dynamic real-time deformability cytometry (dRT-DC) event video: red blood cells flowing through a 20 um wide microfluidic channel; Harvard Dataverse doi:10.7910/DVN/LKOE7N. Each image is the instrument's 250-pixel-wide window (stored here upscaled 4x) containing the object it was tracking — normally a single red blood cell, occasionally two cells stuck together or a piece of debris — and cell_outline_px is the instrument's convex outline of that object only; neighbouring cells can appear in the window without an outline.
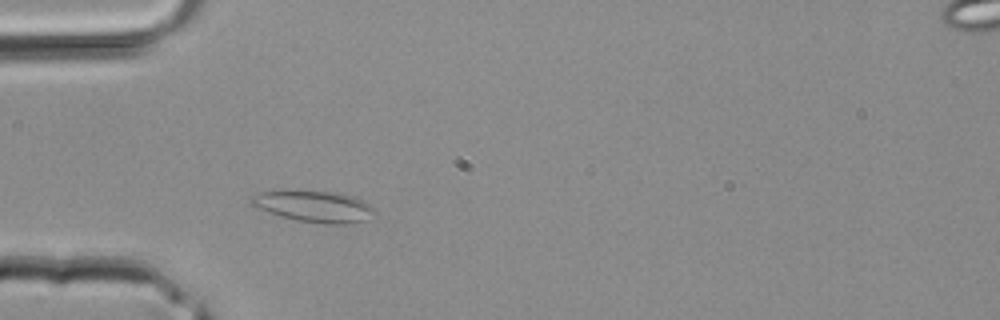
{"species": "common noctule bat (a hibernating species)", "species_latin": "Nyctalus noctula", "temperature_condition": "room temperature", "stored_images_in_passage": 27, "camera_frame_rate_fps": 3000, "um_per_image_px": 0.085, "animal": {"sex": "male", "body_mass_g": 20.4}, "frame": {"image": 1, "passage_image": 5, "time_ms": 1.333, "image_size_px": [1000, 320], "cell_outline_px": [[376, 212], [364, 220], [352, 224], [324, 224], [296, 220], [280, 216], [256, 208], [248, 204], [248, 196], [272, 188], [296, 188], [332, 192], [352, 196], [364, 200]], "centroid_in_image_um": [26.53, 17.49], "position_along_channel_um": 58.5, "area_um2": 23.7}}
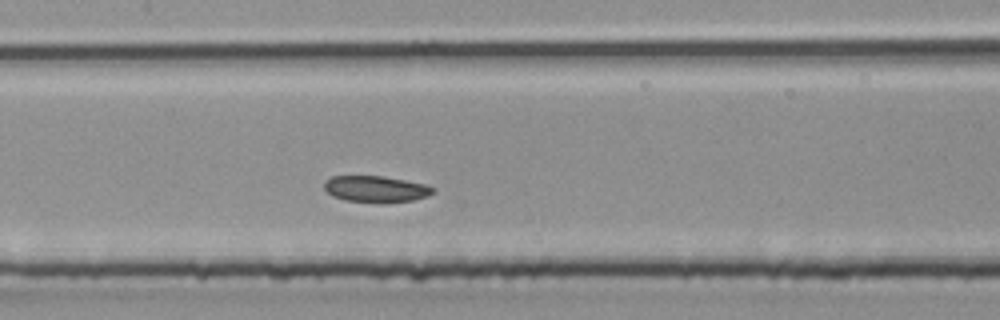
{"frame": {"image": 2, "passage_image": 12, "time_ms": 3.667, "image_size_px": [1000, 320], "cell_outline_px": [[436, 192], [428, 196], [412, 200], [344, 200], [332, 196], [324, 188], [324, 180], [332, 176], [384, 176], [428, 184], [436, 188]], "centroid_in_image_um": [31.97, 16.01], "position_along_channel_um": 175.4, "area_um2": 16.24}}
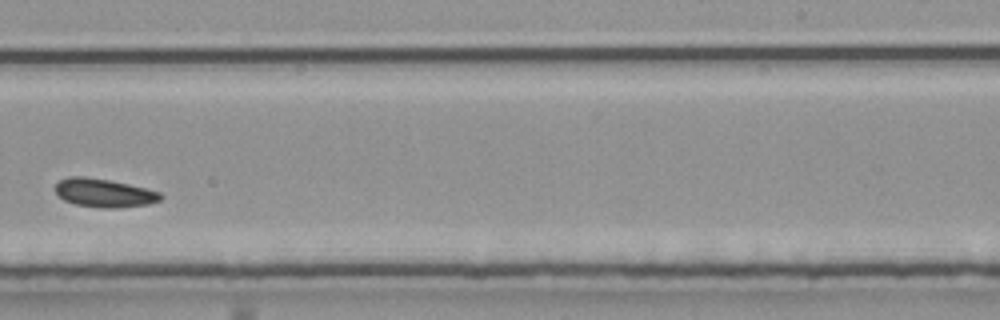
{"frame": {"image": 3, "passage_image": 18, "time_ms": 5.667, "image_size_px": [1000, 320], "cell_outline_px": [[164, 196], [160, 200], [148, 204], [116, 208], [100, 208], [76, 204], [64, 200], [56, 192], [56, 184], [60, 180], [68, 176], [84, 176], [108, 180], [128, 184], [160, 192]], "centroid_in_image_um": [8.85, 16.4], "position_along_channel_um": 280.2, "area_um2": 17.34}}